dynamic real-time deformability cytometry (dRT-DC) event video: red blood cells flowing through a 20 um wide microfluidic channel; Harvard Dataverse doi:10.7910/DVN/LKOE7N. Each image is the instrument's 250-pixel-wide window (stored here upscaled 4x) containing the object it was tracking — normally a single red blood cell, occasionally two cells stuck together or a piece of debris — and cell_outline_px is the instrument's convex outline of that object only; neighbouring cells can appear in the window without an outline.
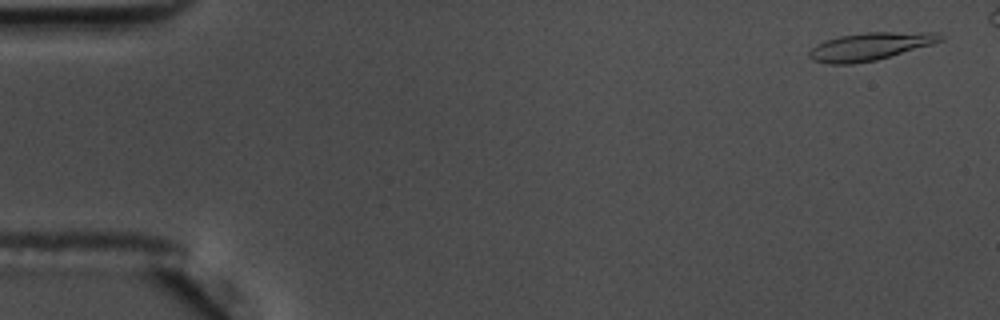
{"species": "common noctule bat (a hibernating species)", "species_latin": "Nyctalus noctula", "temperature_condition": "warm", "stored_images_in_passage": 50, "camera_frame_rate_fps": 3000, "um_per_image_px": 0.085, "animal": {"sex": "male", "body_mass_g": 17.5, "forearm_length_mm": 52.3}, "frame": {"image": 1, "passage_image": 2, "time_ms": 0.333, "image_size_px": [1000, 320], "cell_outline_px": [[944, 40], [932, 44], [876, 60], [852, 64], [828, 64], [812, 60], [808, 56], [808, 52], [816, 44], [824, 40], [840, 36], [868, 32], [936, 32], [944, 36]], "centroid_in_image_um": [73.94, 3.94], "position_along_channel_um": 11.1, "area_um2": 21.21}}
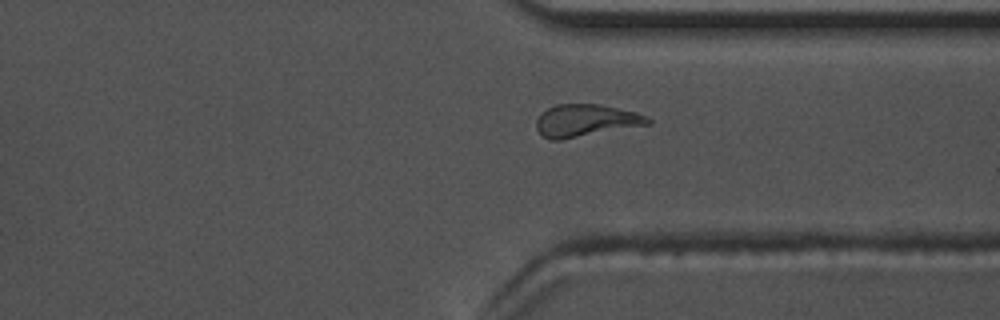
{"frame": {"image": 2, "passage_image": 42, "time_ms": 13.667, "image_size_px": [1000, 320], "cell_outline_px": [[652, 124], [560, 140], [548, 140], [540, 136], [536, 128], [536, 120], [540, 112], [556, 104], [596, 104], [636, 112], [648, 116], [652, 120]], "centroid_in_image_um": [49.76, 10.26], "position_along_channel_um": 361.6, "area_um2": 21.27}}
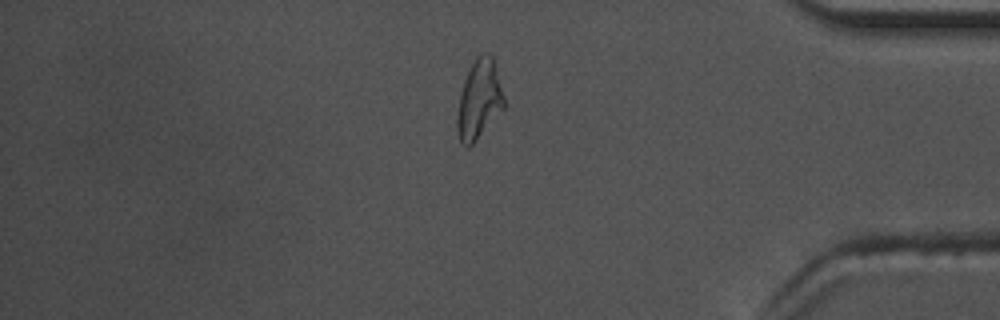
{"frame": {"image": 3, "passage_image": 47, "time_ms": 15.333, "image_size_px": [1000, 320], "cell_outline_px": [[508, 104], [472, 144], [468, 148], [464, 148], [460, 144], [456, 132], [456, 116], [460, 96], [464, 80], [476, 56], [484, 52], [488, 52], [492, 56], [496, 64]], "centroid_in_image_um": [40.75, 8.47], "position_along_channel_um": 394.4, "area_um2": 22.25}}